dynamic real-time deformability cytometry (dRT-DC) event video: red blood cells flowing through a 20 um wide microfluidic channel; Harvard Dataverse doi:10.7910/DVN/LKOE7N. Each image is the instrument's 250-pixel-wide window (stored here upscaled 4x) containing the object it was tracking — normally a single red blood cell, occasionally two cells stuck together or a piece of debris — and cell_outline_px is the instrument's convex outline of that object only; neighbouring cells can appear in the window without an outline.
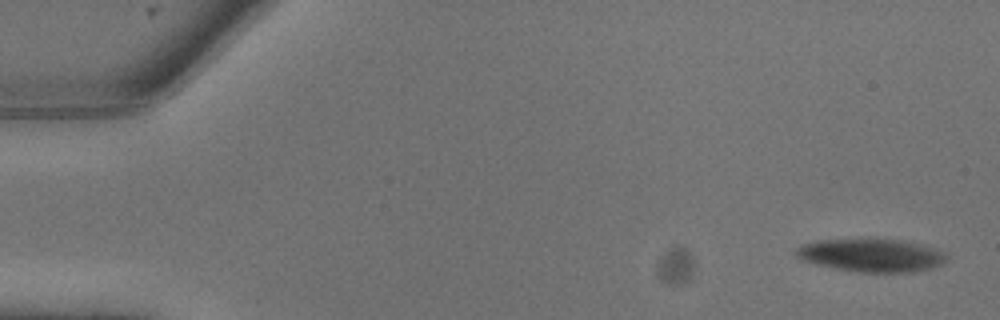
{"species": "common noctule bat (a hibernating species)", "species_latin": "Nyctalus noctula", "temperature_condition": "warm", "stored_images_in_passage": 9, "camera_frame_rate_fps": 3000, "um_per_image_px": 0.085, "animal": {"sex": "male", "body_mass_g": 13.3}, "frame": {"image": 1, "passage_image": 1, "time_ms": 0.0, "image_size_px": [1000, 320], "cell_outline_px": [[948, 256], [940, 264], [932, 268], [912, 272], [860, 272], [836, 268], [816, 264], [800, 260], [796, 256], [796, 248], [800, 244], [820, 240], [900, 240], [920, 244], [936, 248], [944, 252]], "centroid_in_image_um": [74.05, 21.71], "position_along_channel_um": 10.9, "area_um2": 28.61}}
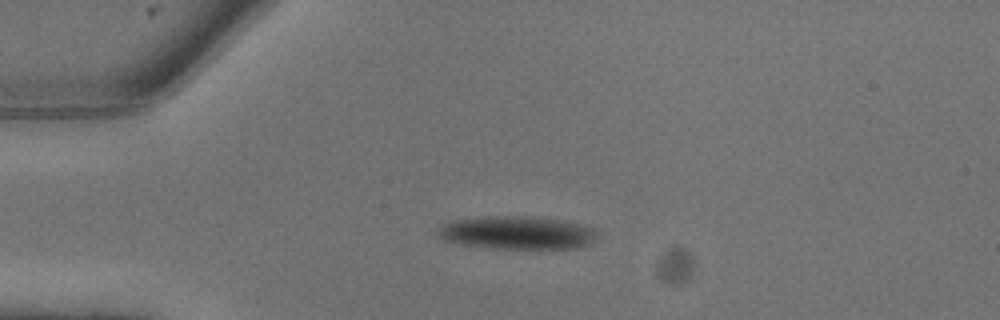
{"frame": {"image": 2, "passage_image": 6, "time_ms": 1.667, "image_size_px": [1000, 320], "cell_outline_px": [[596, 236], [588, 244], [576, 248], [496, 248], [468, 244], [444, 240], [436, 232], [436, 228], [440, 224], [452, 220], [488, 216], [528, 216], [560, 220], [580, 224], [596, 228]], "centroid_in_image_um": [43.93, 19.76], "position_along_channel_um": 41.1, "area_um2": 30.4}}